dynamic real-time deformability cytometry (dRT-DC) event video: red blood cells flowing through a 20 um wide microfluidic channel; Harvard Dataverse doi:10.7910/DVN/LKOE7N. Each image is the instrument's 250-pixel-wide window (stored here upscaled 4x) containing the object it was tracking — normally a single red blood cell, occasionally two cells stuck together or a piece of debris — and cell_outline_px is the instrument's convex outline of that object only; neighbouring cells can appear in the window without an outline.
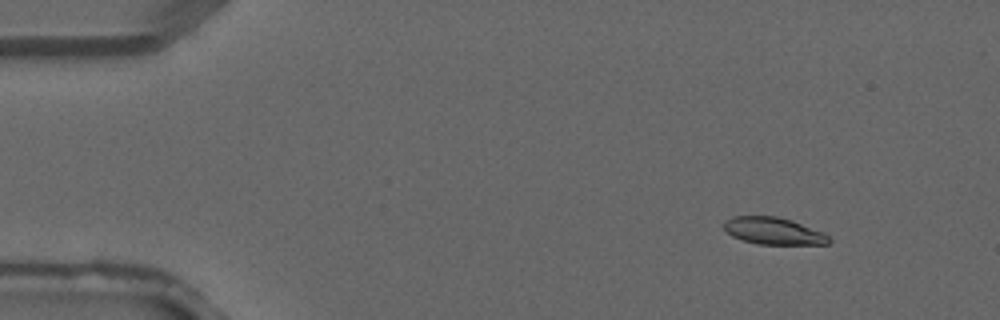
{"species": "common noctule bat (a hibernating species)", "species_latin": "Nyctalus noctula", "temperature_condition": "warm", "stored_images_in_passage": 3, "camera_frame_rate_fps": 3000, "um_per_image_px": 0.085, "animal": {"sex": "male", "forearm_length_mm": 52.5}, "frame": {"image": 1, "passage_image": 1, "time_ms": 0.0, "image_size_px": [1000, 320], "cell_outline_px": [[832, 240], [828, 244], [756, 244], [732, 236], [724, 228], [724, 220], [732, 216], [776, 216], [792, 220], [824, 232]], "centroid_in_image_um": [65.76, 19.62], "position_along_channel_um": 19.2, "area_um2": 16.59}}